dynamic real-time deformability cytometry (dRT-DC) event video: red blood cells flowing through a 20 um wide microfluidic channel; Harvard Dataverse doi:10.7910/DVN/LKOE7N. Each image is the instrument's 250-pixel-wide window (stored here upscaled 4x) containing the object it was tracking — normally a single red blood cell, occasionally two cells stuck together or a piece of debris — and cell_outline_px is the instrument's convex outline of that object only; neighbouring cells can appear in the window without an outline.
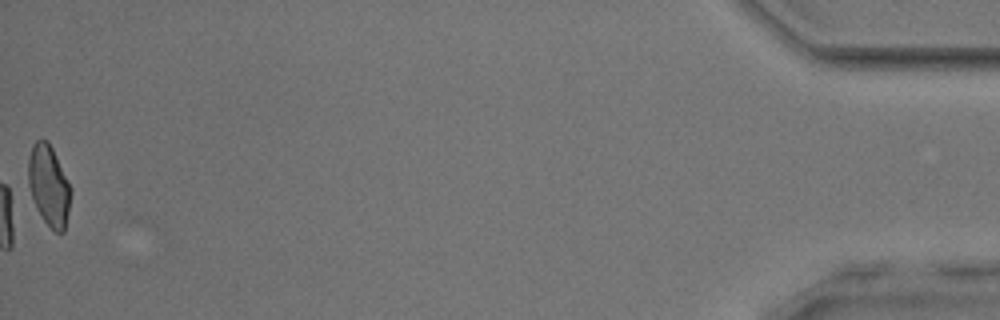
{"species": "common noctule bat (a hibernating species)", "species_latin": "Nyctalus noctula", "temperature_condition": "room temperature", "stored_images_in_passage": 50, "camera_frame_rate_fps": 3000, "um_per_image_px": 0.085, "animal": {"sex": "male", "body_mass_g": 17.9, "forearm_length_mm": 54.2}, "frame": {"image": 1, "passage_image": 50, "time_ms": 16.333, "image_size_px": [1000, 320], "cell_outline_px": [[72, 192], [64, 232], [56, 232], [44, 220], [36, 208], [28, 184], [28, 160], [32, 144], [36, 140], [48, 140], [72, 188]], "centroid_in_image_um": [4.15, 15.75], "position_along_channel_um": 431.0, "area_um2": 19.88}, "authors_computed_cell_mechanics": {"area_um2": 20.6346, "velocity_mm_per_s": 3.9883, "shape_relaxation_time_tau1_ms": 4.6294, "shape_relaxation_time_tau2_ms": 1.2683, "deformation_change_tau1": 0.1352, "deformation_change_tau2": 0.0904}}